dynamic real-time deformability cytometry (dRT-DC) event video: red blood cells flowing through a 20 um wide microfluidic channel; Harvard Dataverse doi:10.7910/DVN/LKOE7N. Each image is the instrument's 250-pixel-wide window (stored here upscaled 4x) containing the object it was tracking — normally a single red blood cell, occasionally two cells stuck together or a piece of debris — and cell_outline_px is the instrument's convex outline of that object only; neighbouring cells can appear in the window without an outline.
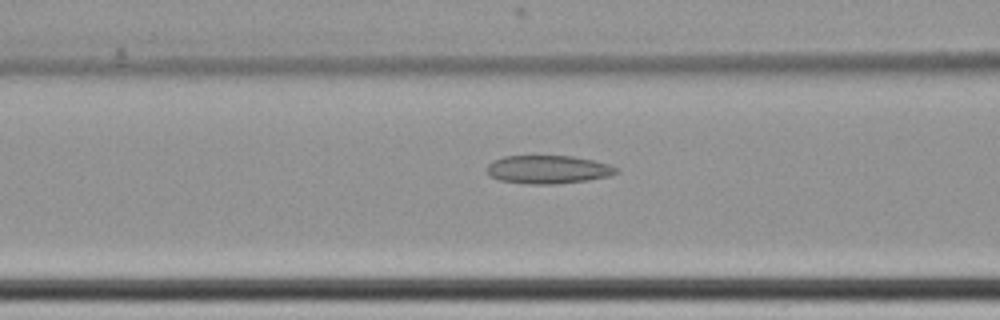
{"species": "common noctule bat (a hibernating species)", "species_latin": "Nyctalus noctula", "temperature_condition": "cold", "stored_images_in_passage": 55, "camera_frame_rate_fps": 3000, "um_per_image_px": 0.085, "animal": {"sex": "female", "body_mass_g": 22.7, "forearm_length_mm": 54.2}, "frame": {"image": 1, "passage_image": 20, "time_ms": 6.333, "image_size_px": [1000, 320], "cell_outline_px": [[620, 172], [608, 176], [588, 180], [556, 184], [528, 184], [500, 180], [488, 176], [484, 168], [492, 160], [504, 156], [572, 156], [612, 164], [620, 168]], "centroid_in_image_um": [46.58, 14.4], "position_along_channel_um": 120.0, "area_um2": 21.68}}
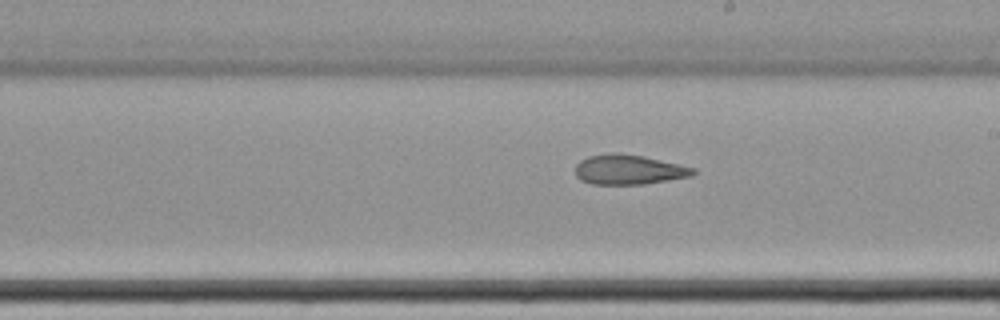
{"frame": {"image": 2, "passage_image": 30, "time_ms": 9.667, "image_size_px": [1000, 320], "cell_outline_px": [[696, 172], [692, 176], [644, 184], [592, 184], [580, 180], [576, 176], [576, 164], [580, 160], [588, 156], [612, 152], [620, 152], [644, 156], [696, 168]], "centroid_in_image_um": [53.44, 14.41], "position_along_channel_um": 235.6, "area_um2": 20.63}}
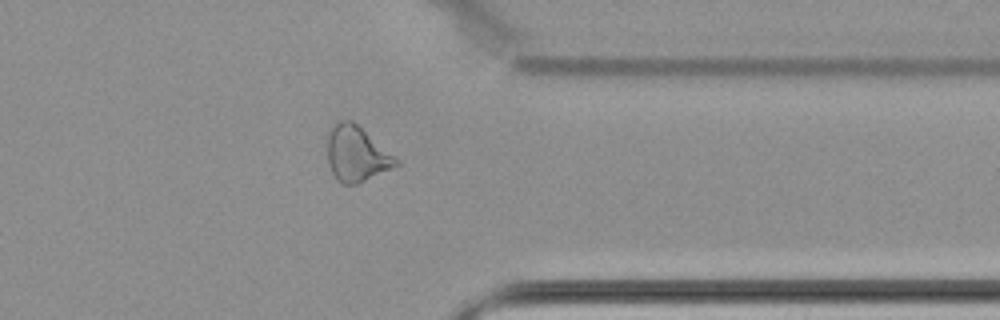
{"frame": {"image": 3, "passage_image": 43, "time_ms": 14.0, "image_size_px": [1000, 320], "cell_outline_px": [[400, 164], [356, 184], [344, 184], [336, 180], [328, 164], [328, 132], [332, 124], [340, 120], [352, 120], [400, 160]], "centroid_in_image_um": [30.29, 13.07], "position_along_channel_um": 381.1, "area_um2": 22.02}, "authors_computed_cell_mechanics": {"area_um2": 22.9466, "velocity_mm_per_s": 3.468, "shape_relaxation_time_tau1_ms": null, "shape_relaxation_time_tau2_ms": 6.6405, "deformation_change_tau1": null, "deformation_change_tau2": 0.1581}}